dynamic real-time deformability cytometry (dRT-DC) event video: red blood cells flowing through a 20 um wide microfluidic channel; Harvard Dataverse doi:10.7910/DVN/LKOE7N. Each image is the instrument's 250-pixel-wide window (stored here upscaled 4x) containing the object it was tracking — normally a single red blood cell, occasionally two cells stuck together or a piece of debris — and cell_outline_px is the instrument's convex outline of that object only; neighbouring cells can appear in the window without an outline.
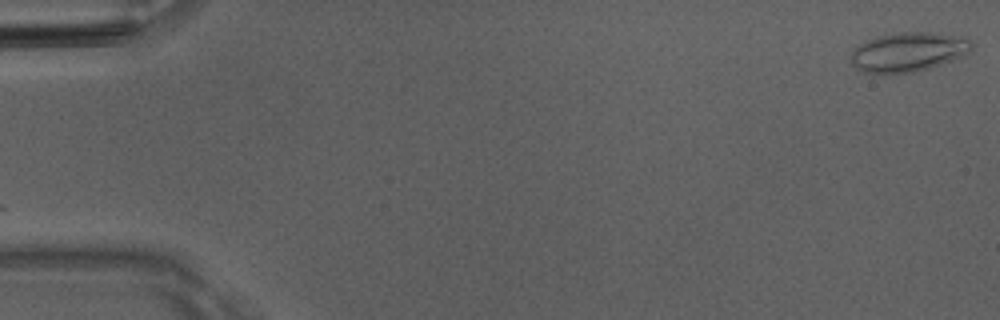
{"species": "Egyptian fruit bat (a non-hibernating species)", "species_latin": "Rousettus aegyptiacus", "temperature_condition": "room temperature", "stored_images_in_passage": 7, "camera_frame_rate_fps": 3000, "um_per_image_px": 0.085, "animal": {"sex": "male"}, "frame": {"image": 1, "passage_image": 1, "time_ms": 0.0, "image_size_px": [1000, 320], "cell_outline_px": [[972, 48], [964, 56], [928, 68], [912, 72], [884, 76], [864, 72], [856, 68], [852, 64], [852, 52], [856, 44], [876, 36], [900, 32], [932, 32], [968, 36], [972, 44]], "centroid_in_image_um": [77.19, 4.42], "position_along_channel_um": 7.8, "area_um2": 28.38}}